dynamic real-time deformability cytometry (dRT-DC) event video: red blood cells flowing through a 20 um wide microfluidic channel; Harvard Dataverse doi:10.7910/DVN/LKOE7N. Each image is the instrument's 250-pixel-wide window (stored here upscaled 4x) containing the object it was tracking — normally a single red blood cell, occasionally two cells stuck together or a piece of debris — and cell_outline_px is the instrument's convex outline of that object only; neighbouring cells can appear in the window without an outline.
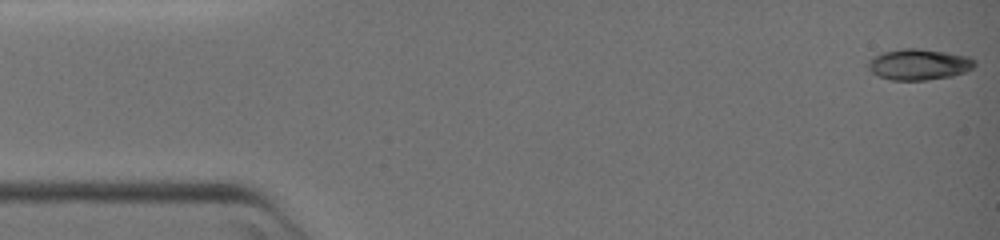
{"species": "common noctule bat (a hibernating species)", "species_latin": "Nyctalus noctula", "temperature_condition": "warm", "stored_images_in_passage": 68, "camera_frame_rate_fps": 3000, "um_per_image_px": 0.085, "animal": {"sex": "female", "body_mass_g": 19.0, "forearm_length_mm": 51.5}, "frame": {"image": 1, "passage_image": 1, "time_ms": 0.0, "image_size_px": [1000, 240], "cell_outline_px": [[976, 64], [972, 68], [964, 72], [952, 76], [924, 80], [892, 80], [880, 76], [872, 72], [868, 68], [868, 60], [872, 56], [884, 52], [904, 48], [920, 48], [968, 56], [976, 60]], "centroid_in_image_um": [78.1, 5.47], "position_along_channel_um": 6.9, "area_um2": 19.19}}
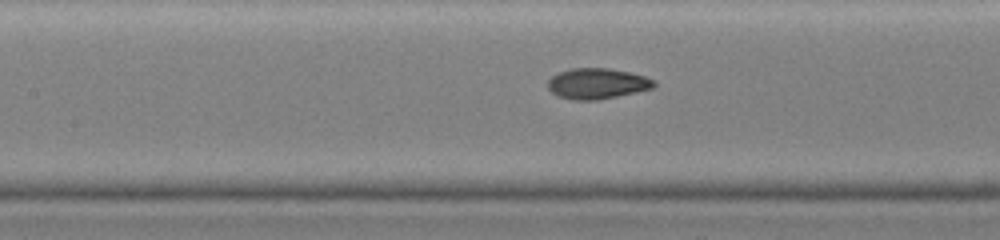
{"frame": {"image": 2, "passage_image": 30, "time_ms": 9.667, "image_size_px": [1000, 240], "cell_outline_px": [[656, 88], [596, 100], [572, 100], [560, 96], [552, 92], [548, 88], [548, 80], [552, 76], [560, 72], [572, 68], [608, 68], [628, 72], [644, 76], [656, 80]], "centroid_in_image_um": [50.79, 7.1], "position_along_channel_um": 156.6, "area_um2": 18.9}}
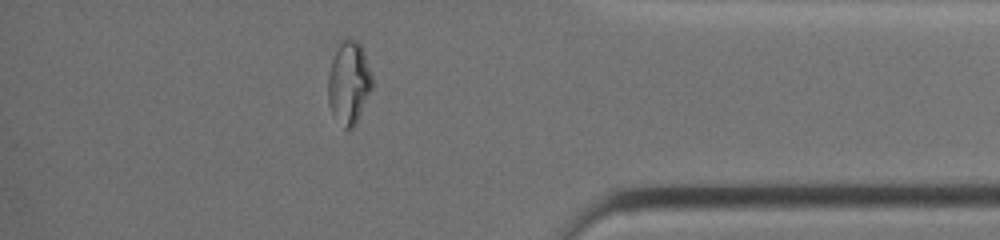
{"frame": {"image": 3, "passage_image": 58, "time_ms": 19.0, "image_size_px": [1000, 240], "cell_outline_px": [[372, 88], [356, 124], [352, 128], [344, 128], [332, 112], [328, 104], [328, 72], [332, 60], [344, 36], [356, 40], [360, 44], [364, 52], [372, 76]], "centroid_in_image_um": [29.65, 7.02], "position_along_channel_um": 405.5, "area_um2": 21.15}}